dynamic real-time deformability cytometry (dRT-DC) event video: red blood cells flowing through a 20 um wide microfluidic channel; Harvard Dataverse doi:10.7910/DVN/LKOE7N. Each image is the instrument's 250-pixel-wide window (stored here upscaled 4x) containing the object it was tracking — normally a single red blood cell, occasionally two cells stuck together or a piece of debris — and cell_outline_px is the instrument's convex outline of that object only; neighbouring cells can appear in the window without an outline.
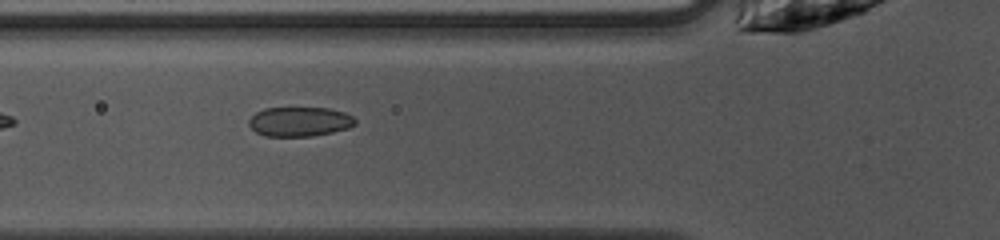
{"species": "common noctule bat (a hibernating species)", "species_latin": "Nyctalus noctula", "temperature_condition": "warm", "stored_images_in_passage": 16, "camera_frame_rate_fps": 3000, "um_per_image_px": 0.085, "animal": {"sex": "female", "body_mass_g": 10.0, "forearm_length_mm": 53.1}, "frame": {"image": 1, "passage_image": 7, "time_ms": 2.0, "image_size_px": [1000, 240], "cell_outline_px": [[356, 124], [348, 128], [332, 132], [312, 136], [264, 136], [256, 132], [248, 124], [248, 120], [256, 112], [264, 108], [328, 108], [344, 112], [352, 116], [356, 120]], "centroid_in_image_um": [25.46, 10.34], "position_along_channel_um": 100.3, "area_um2": 18.26}}
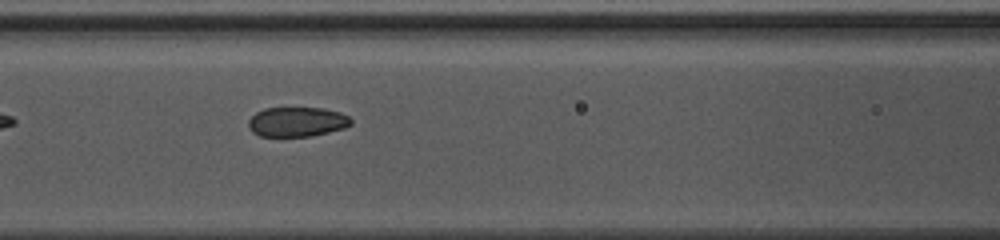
{"frame": {"image": 2, "passage_image": 10, "time_ms": 3.0, "image_size_px": [1000, 240], "cell_outline_px": [[352, 124], [344, 128], [312, 136], [260, 136], [252, 132], [248, 128], [248, 120], [256, 112], [264, 108], [324, 108], [340, 112], [348, 116], [352, 120]], "centroid_in_image_um": [25.24, 10.35], "position_along_channel_um": 141.4, "area_um2": 17.8}}